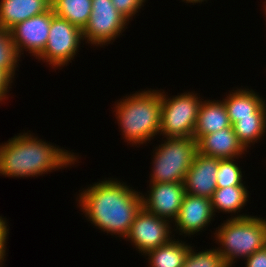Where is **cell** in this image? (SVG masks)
Masks as SVG:
<instances>
[{
    "label": "cell",
    "instance_id": "cell-1",
    "mask_svg": "<svg viewBox=\"0 0 266 267\" xmlns=\"http://www.w3.org/2000/svg\"><path fill=\"white\" fill-rule=\"evenodd\" d=\"M78 202L85 217L94 226L125 238L142 208V193L117 179H109L90 185L85 190L83 188Z\"/></svg>",
    "mask_w": 266,
    "mask_h": 267
},
{
    "label": "cell",
    "instance_id": "cell-2",
    "mask_svg": "<svg viewBox=\"0 0 266 267\" xmlns=\"http://www.w3.org/2000/svg\"><path fill=\"white\" fill-rule=\"evenodd\" d=\"M74 153L32 134L21 133L0 145V174L5 177H34L77 162Z\"/></svg>",
    "mask_w": 266,
    "mask_h": 267
},
{
    "label": "cell",
    "instance_id": "cell-3",
    "mask_svg": "<svg viewBox=\"0 0 266 267\" xmlns=\"http://www.w3.org/2000/svg\"><path fill=\"white\" fill-rule=\"evenodd\" d=\"M160 91H138L115 104V116L123 138L132 145H143L159 135L162 104Z\"/></svg>",
    "mask_w": 266,
    "mask_h": 267
},
{
    "label": "cell",
    "instance_id": "cell-4",
    "mask_svg": "<svg viewBox=\"0 0 266 267\" xmlns=\"http://www.w3.org/2000/svg\"><path fill=\"white\" fill-rule=\"evenodd\" d=\"M214 233L220 243L218 252L227 267H232L235 259H247L266 245V219L249 215H236L228 218Z\"/></svg>",
    "mask_w": 266,
    "mask_h": 267
},
{
    "label": "cell",
    "instance_id": "cell-5",
    "mask_svg": "<svg viewBox=\"0 0 266 267\" xmlns=\"http://www.w3.org/2000/svg\"><path fill=\"white\" fill-rule=\"evenodd\" d=\"M155 150L150 183L184 182L198 153V142L192 137H166Z\"/></svg>",
    "mask_w": 266,
    "mask_h": 267
},
{
    "label": "cell",
    "instance_id": "cell-6",
    "mask_svg": "<svg viewBox=\"0 0 266 267\" xmlns=\"http://www.w3.org/2000/svg\"><path fill=\"white\" fill-rule=\"evenodd\" d=\"M161 101L160 135H165L163 138H193L202 102L200 97L193 92H184L168 98L161 91Z\"/></svg>",
    "mask_w": 266,
    "mask_h": 267
},
{
    "label": "cell",
    "instance_id": "cell-7",
    "mask_svg": "<svg viewBox=\"0 0 266 267\" xmlns=\"http://www.w3.org/2000/svg\"><path fill=\"white\" fill-rule=\"evenodd\" d=\"M83 31L68 20L53 14L48 40L44 51L37 57L53 68L67 66L77 54Z\"/></svg>",
    "mask_w": 266,
    "mask_h": 267
},
{
    "label": "cell",
    "instance_id": "cell-8",
    "mask_svg": "<svg viewBox=\"0 0 266 267\" xmlns=\"http://www.w3.org/2000/svg\"><path fill=\"white\" fill-rule=\"evenodd\" d=\"M129 21L120 14L111 0H92V11L83 31L88 44L105 46L122 35Z\"/></svg>",
    "mask_w": 266,
    "mask_h": 267
},
{
    "label": "cell",
    "instance_id": "cell-9",
    "mask_svg": "<svg viewBox=\"0 0 266 267\" xmlns=\"http://www.w3.org/2000/svg\"><path fill=\"white\" fill-rule=\"evenodd\" d=\"M169 222L171 221L159 218L142 207L135 216L130 231L125 238L129 239L137 250L139 249L138 251L144 255L148 251L166 244L173 238Z\"/></svg>",
    "mask_w": 266,
    "mask_h": 267
},
{
    "label": "cell",
    "instance_id": "cell-10",
    "mask_svg": "<svg viewBox=\"0 0 266 267\" xmlns=\"http://www.w3.org/2000/svg\"><path fill=\"white\" fill-rule=\"evenodd\" d=\"M53 14L54 11L51 8L42 14L35 15L18 23L10 29V34L19 57H21L23 49L29 51L28 53H31V56L36 58L44 51Z\"/></svg>",
    "mask_w": 266,
    "mask_h": 267
},
{
    "label": "cell",
    "instance_id": "cell-11",
    "mask_svg": "<svg viewBox=\"0 0 266 267\" xmlns=\"http://www.w3.org/2000/svg\"><path fill=\"white\" fill-rule=\"evenodd\" d=\"M150 185L148 195L145 194L147 197L142 194V207L159 218L175 221L185 195L184 182L150 183Z\"/></svg>",
    "mask_w": 266,
    "mask_h": 267
},
{
    "label": "cell",
    "instance_id": "cell-12",
    "mask_svg": "<svg viewBox=\"0 0 266 267\" xmlns=\"http://www.w3.org/2000/svg\"><path fill=\"white\" fill-rule=\"evenodd\" d=\"M214 216L211 199L185 193L177 219L174 221L180 235H193L211 223Z\"/></svg>",
    "mask_w": 266,
    "mask_h": 267
},
{
    "label": "cell",
    "instance_id": "cell-13",
    "mask_svg": "<svg viewBox=\"0 0 266 267\" xmlns=\"http://www.w3.org/2000/svg\"><path fill=\"white\" fill-rule=\"evenodd\" d=\"M218 158L196 154L185 180V193L193 196L212 198L217 189L216 173Z\"/></svg>",
    "mask_w": 266,
    "mask_h": 267
},
{
    "label": "cell",
    "instance_id": "cell-14",
    "mask_svg": "<svg viewBox=\"0 0 266 267\" xmlns=\"http://www.w3.org/2000/svg\"><path fill=\"white\" fill-rule=\"evenodd\" d=\"M247 149L236 136L233 127H227L214 133L204 135L198 141V152L204 156L219 159H239Z\"/></svg>",
    "mask_w": 266,
    "mask_h": 267
},
{
    "label": "cell",
    "instance_id": "cell-15",
    "mask_svg": "<svg viewBox=\"0 0 266 267\" xmlns=\"http://www.w3.org/2000/svg\"><path fill=\"white\" fill-rule=\"evenodd\" d=\"M51 9V0H0V27L10 30L18 23Z\"/></svg>",
    "mask_w": 266,
    "mask_h": 267
},
{
    "label": "cell",
    "instance_id": "cell-16",
    "mask_svg": "<svg viewBox=\"0 0 266 267\" xmlns=\"http://www.w3.org/2000/svg\"><path fill=\"white\" fill-rule=\"evenodd\" d=\"M231 125L239 118L252 117V114H266V104L260 95L249 89H237L223 99Z\"/></svg>",
    "mask_w": 266,
    "mask_h": 267
},
{
    "label": "cell",
    "instance_id": "cell-17",
    "mask_svg": "<svg viewBox=\"0 0 266 267\" xmlns=\"http://www.w3.org/2000/svg\"><path fill=\"white\" fill-rule=\"evenodd\" d=\"M232 127L223 100L201 102L193 138L198 142L204 135Z\"/></svg>",
    "mask_w": 266,
    "mask_h": 267
},
{
    "label": "cell",
    "instance_id": "cell-18",
    "mask_svg": "<svg viewBox=\"0 0 266 267\" xmlns=\"http://www.w3.org/2000/svg\"><path fill=\"white\" fill-rule=\"evenodd\" d=\"M189 249L190 245L185 242L171 239L166 244L148 251L145 256H148L149 267H182Z\"/></svg>",
    "mask_w": 266,
    "mask_h": 267
},
{
    "label": "cell",
    "instance_id": "cell-19",
    "mask_svg": "<svg viewBox=\"0 0 266 267\" xmlns=\"http://www.w3.org/2000/svg\"><path fill=\"white\" fill-rule=\"evenodd\" d=\"M249 190L245 186H228L217 188L211 198L212 210L215 212L237 213L248 201Z\"/></svg>",
    "mask_w": 266,
    "mask_h": 267
},
{
    "label": "cell",
    "instance_id": "cell-20",
    "mask_svg": "<svg viewBox=\"0 0 266 267\" xmlns=\"http://www.w3.org/2000/svg\"><path fill=\"white\" fill-rule=\"evenodd\" d=\"M54 14L83 30L92 11V0H51Z\"/></svg>",
    "mask_w": 266,
    "mask_h": 267
},
{
    "label": "cell",
    "instance_id": "cell-21",
    "mask_svg": "<svg viewBox=\"0 0 266 267\" xmlns=\"http://www.w3.org/2000/svg\"><path fill=\"white\" fill-rule=\"evenodd\" d=\"M232 127L239 141L248 149L251 143L254 145L265 135L266 114H252V117L239 118Z\"/></svg>",
    "mask_w": 266,
    "mask_h": 267
},
{
    "label": "cell",
    "instance_id": "cell-22",
    "mask_svg": "<svg viewBox=\"0 0 266 267\" xmlns=\"http://www.w3.org/2000/svg\"><path fill=\"white\" fill-rule=\"evenodd\" d=\"M20 57L15 49L10 30L0 27V69L12 80ZM18 63V64H17Z\"/></svg>",
    "mask_w": 266,
    "mask_h": 267
},
{
    "label": "cell",
    "instance_id": "cell-23",
    "mask_svg": "<svg viewBox=\"0 0 266 267\" xmlns=\"http://www.w3.org/2000/svg\"><path fill=\"white\" fill-rule=\"evenodd\" d=\"M235 158H218V171L216 173L217 188L228 186H244L242 172L240 167L235 163Z\"/></svg>",
    "mask_w": 266,
    "mask_h": 267
},
{
    "label": "cell",
    "instance_id": "cell-24",
    "mask_svg": "<svg viewBox=\"0 0 266 267\" xmlns=\"http://www.w3.org/2000/svg\"><path fill=\"white\" fill-rule=\"evenodd\" d=\"M182 267H227L217 249H207L198 253L190 246Z\"/></svg>",
    "mask_w": 266,
    "mask_h": 267
},
{
    "label": "cell",
    "instance_id": "cell-25",
    "mask_svg": "<svg viewBox=\"0 0 266 267\" xmlns=\"http://www.w3.org/2000/svg\"><path fill=\"white\" fill-rule=\"evenodd\" d=\"M146 0H111L117 11L128 21L140 10Z\"/></svg>",
    "mask_w": 266,
    "mask_h": 267
},
{
    "label": "cell",
    "instance_id": "cell-26",
    "mask_svg": "<svg viewBox=\"0 0 266 267\" xmlns=\"http://www.w3.org/2000/svg\"><path fill=\"white\" fill-rule=\"evenodd\" d=\"M245 260L246 267H266V245Z\"/></svg>",
    "mask_w": 266,
    "mask_h": 267
},
{
    "label": "cell",
    "instance_id": "cell-27",
    "mask_svg": "<svg viewBox=\"0 0 266 267\" xmlns=\"http://www.w3.org/2000/svg\"><path fill=\"white\" fill-rule=\"evenodd\" d=\"M13 80L0 69V102L6 99L7 92H9L8 88H11V83Z\"/></svg>",
    "mask_w": 266,
    "mask_h": 267
},
{
    "label": "cell",
    "instance_id": "cell-28",
    "mask_svg": "<svg viewBox=\"0 0 266 267\" xmlns=\"http://www.w3.org/2000/svg\"><path fill=\"white\" fill-rule=\"evenodd\" d=\"M6 255V248H0V267Z\"/></svg>",
    "mask_w": 266,
    "mask_h": 267
},
{
    "label": "cell",
    "instance_id": "cell-29",
    "mask_svg": "<svg viewBox=\"0 0 266 267\" xmlns=\"http://www.w3.org/2000/svg\"><path fill=\"white\" fill-rule=\"evenodd\" d=\"M182 1H186V3L188 2V3H202L204 0H182Z\"/></svg>",
    "mask_w": 266,
    "mask_h": 267
}]
</instances>
